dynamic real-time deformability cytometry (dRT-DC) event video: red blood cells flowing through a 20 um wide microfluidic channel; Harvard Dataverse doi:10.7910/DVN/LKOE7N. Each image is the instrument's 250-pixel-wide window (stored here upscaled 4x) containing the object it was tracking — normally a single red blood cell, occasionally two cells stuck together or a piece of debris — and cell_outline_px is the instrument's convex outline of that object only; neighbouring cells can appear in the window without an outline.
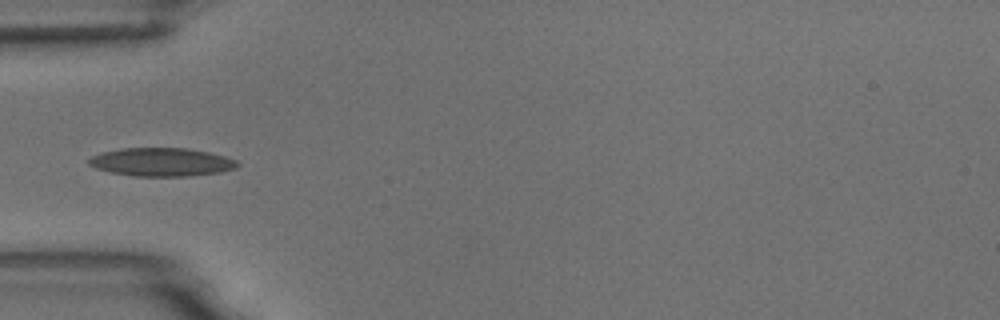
{"species": "common noctule bat (a hibernating species)", "species_latin": "Nyctalus noctula", "temperature_condition": "room temperature", "stored_images_in_passage": 5, "camera_frame_rate_fps": 3000, "um_per_image_px": 0.085, "animal": {"sex": "male", "body_mass_g": 18.8}, "frame": {"image": 1, "passage_image": 5, "time_ms": 4.667, "image_size_px": [1000, 320], "cell_outline_px": [[240, 164], [236, 168], [220, 172], [188, 176], [132, 176], [112, 172], [96, 168], [88, 164], [88, 160], [92, 156], [100, 152], [124, 148], [188, 148], [208, 152], [224, 156], [236, 160]], "centroid_in_image_um": [13.73, 13.77], "position_along_channel_um": 71.3, "area_um2": 24.51}}